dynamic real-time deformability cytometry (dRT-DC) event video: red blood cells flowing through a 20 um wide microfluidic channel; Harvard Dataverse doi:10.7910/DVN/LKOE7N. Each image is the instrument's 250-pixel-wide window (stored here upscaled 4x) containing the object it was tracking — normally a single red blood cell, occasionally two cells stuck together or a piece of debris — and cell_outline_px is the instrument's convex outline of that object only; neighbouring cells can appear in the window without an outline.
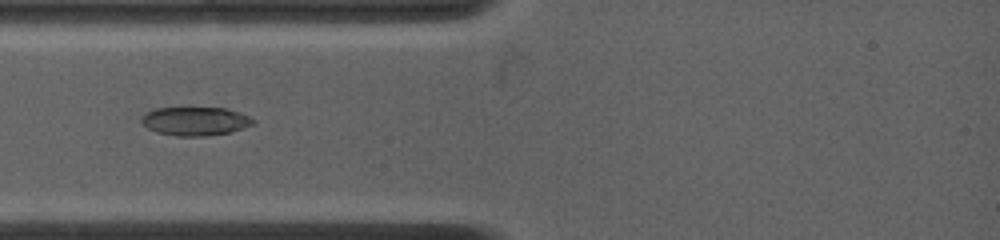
{"species": "common noctule bat (a hibernating species)", "species_latin": "Nyctalus noctula", "temperature_condition": "warm", "stored_images_in_passage": 14, "camera_frame_rate_fps": 4500, "um_per_image_px": 0.085, "animal": {"sex": "female", "body_mass_g": 19.0, "forearm_length_mm": 53.3}, "frame": {"image": 1, "passage_image": 5, "time_ms": 2.889, "image_size_px": [1000, 240], "cell_outline_px": [[256, 124], [244, 128], [228, 132], [208, 136], [176, 136], [156, 132], [148, 128], [140, 120], [140, 116], [144, 112], [156, 108], [224, 108], [248, 116], [256, 120]], "centroid_in_image_um": [16.57, 10.3], "position_along_channel_um": 68.4, "area_um2": 18.67}}
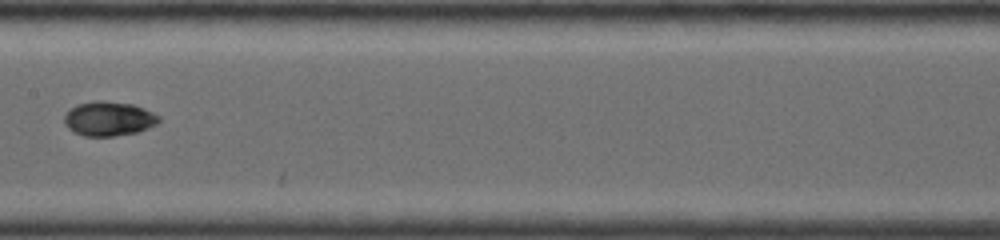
{"frame": {"image": 2, "passage_image": 10, "time_ms": 6.222, "image_size_px": [1000, 240], "cell_outline_px": [[160, 120], [156, 124], [148, 128], [136, 132], [112, 136], [84, 136], [72, 132], [64, 124], [64, 112], [68, 108], [76, 104], [96, 100], [100, 100], [132, 104], [144, 108], [160, 116]], "centroid_in_image_um": [9.19, 10.08], "position_along_channel_um": 198.2, "area_um2": 19.19}}
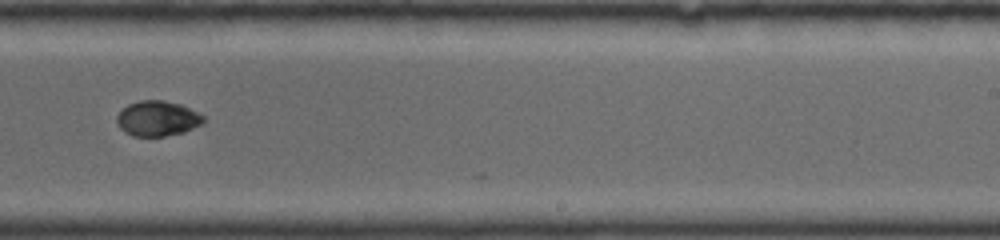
{"frame": {"image": 3, "passage_image": 13, "time_ms": 8.222, "image_size_px": [1000, 240], "cell_outline_px": [[204, 124], [184, 132], [164, 136], [132, 136], [124, 132], [120, 128], [116, 120], [116, 116], [128, 104], [140, 100], [164, 100], [180, 104], [204, 116]], "centroid_in_image_um": [13.38, 10.08], "position_along_channel_um": 275.6, "area_um2": 17.8}}